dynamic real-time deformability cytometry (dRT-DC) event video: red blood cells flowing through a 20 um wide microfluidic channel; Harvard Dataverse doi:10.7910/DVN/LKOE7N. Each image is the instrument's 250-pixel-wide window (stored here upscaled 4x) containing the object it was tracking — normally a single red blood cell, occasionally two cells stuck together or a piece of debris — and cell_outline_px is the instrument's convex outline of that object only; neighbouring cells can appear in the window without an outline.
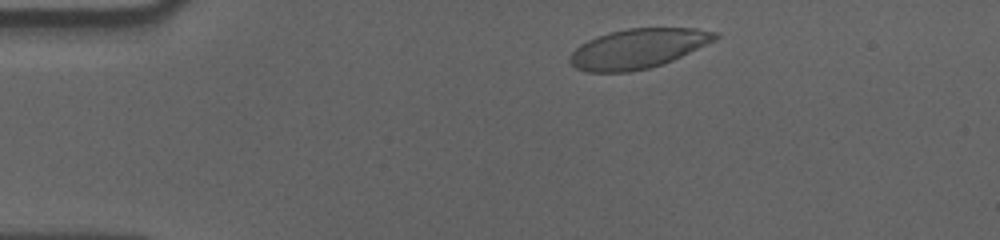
{"species": "human", "species_latin": "Homo sapiens", "temperature_condition": "cold", "stored_images_in_passage": 51, "camera_frame_rate_fps": 3000, "um_per_image_px": 0.085, "donor": {"sex": "male"}, "frame": {"image": 1, "passage_image": 4, "time_ms": 1.0, "image_size_px": [1000, 240], "cell_outline_px": [[720, 36], [716, 40], [664, 64], [632, 72], [584, 72], [576, 68], [568, 60], [572, 52], [580, 44], [596, 36], [608, 32], [628, 28], [696, 28], [716, 32]], "centroid_in_image_um": [54.21, 4.13], "position_along_channel_um": 30.8, "area_um2": 33.7}}
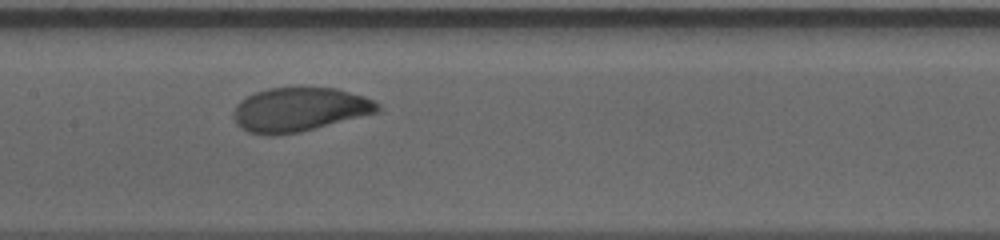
{"frame": {"image": 2, "passage_image": 22, "time_ms": 7.0, "image_size_px": [1000, 240], "cell_outline_px": [[380, 112], [300, 132], [272, 136], [268, 136], [248, 132], [240, 128], [236, 124], [232, 116], [232, 112], [236, 104], [240, 100], [256, 92], [268, 88], [336, 88], [364, 96], [380, 104]], "centroid_in_image_um": [25.42, 9.33], "position_along_channel_um": 182.0, "area_um2": 37.17}}
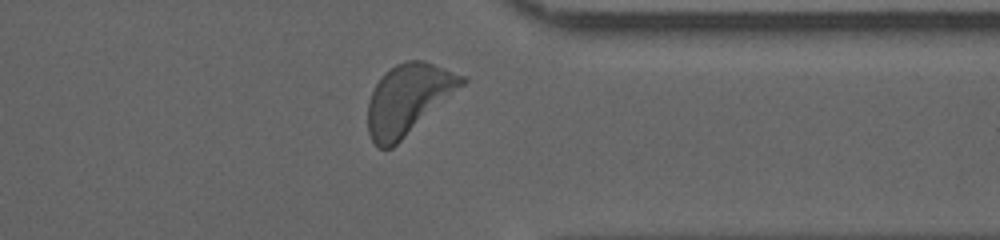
{"frame": {"image": 3, "passage_image": 39, "time_ms": 12.667, "image_size_px": [1000, 240], "cell_outline_px": [[468, 80], [464, 84], [392, 148], [380, 148], [372, 140], [368, 132], [368, 100], [376, 84], [384, 72], [396, 64], [408, 60], [424, 60], [468, 76]], "centroid_in_image_um": [34.7, 8.39], "position_along_channel_um": 376.7, "area_um2": 38.15}, "authors_computed_cell_mechanics": {"area_um2": 36.414, "velocity_mm_per_s": 3.5135, "shape_relaxation_time_tau1_ms": 2.9155, "shape_relaxation_time_tau2_ms": null, "deformation_change_tau1": 0.1502, "deformation_change_tau2": null}}